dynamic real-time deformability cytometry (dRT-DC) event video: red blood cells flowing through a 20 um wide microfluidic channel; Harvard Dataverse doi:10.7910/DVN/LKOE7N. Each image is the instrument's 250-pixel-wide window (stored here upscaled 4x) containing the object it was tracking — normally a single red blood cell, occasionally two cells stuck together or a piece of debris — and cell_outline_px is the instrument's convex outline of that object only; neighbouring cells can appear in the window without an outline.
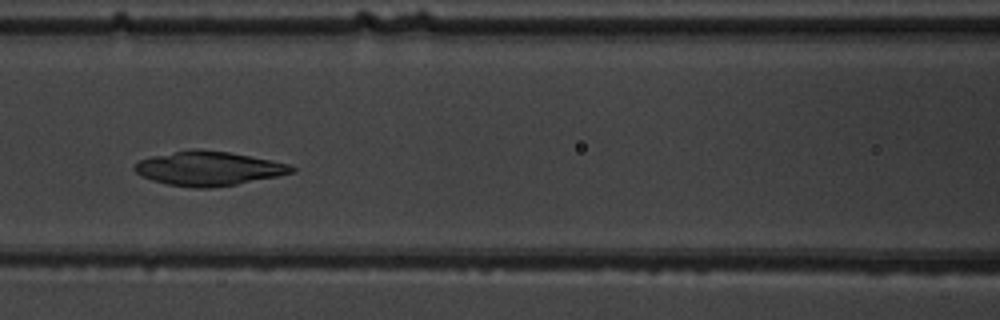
{"species": "common noctule bat (a hibernating species)", "species_latin": "Nyctalus noctula", "temperature_condition": "warm", "stored_images_in_passage": 6, "camera_frame_rate_fps": 3000, "um_per_image_px": 0.085, "animal": {"sex": "male", "body_mass_g": 19.5, "forearm_length_mm": 54.6}, "frame": {"image": 1, "passage_image": 6, "time_ms": 5.667, "image_size_px": [1000, 320], "cell_outline_px": [[296, 172], [280, 176], [236, 184], [208, 188], [196, 188], [168, 184], [152, 180], [136, 172], [132, 168], [140, 160], [152, 156], [192, 148], [196, 148], [228, 152], [272, 160], [288, 164], [296, 168]], "centroid_in_image_um": [17.76, 14.31], "position_along_channel_um": 148.8, "area_um2": 31.21}}